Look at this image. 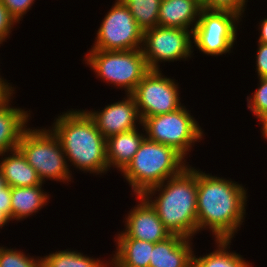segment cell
<instances>
[{"mask_svg":"<svg viewBox=\"0 0 267 267\" xmlns=\"http://www.w3.org/2000/svg\"><path fill=\"white\" fill-rule=\"evenodd\" d=\"M247 190L234 179L198 168L197 234L208 230L214 240H233L245 222Z\"/></svg>","mask_w":267,"mask_h":267,"instance_id":"6da1fadb","label":"cell"},{"mask_svg":"<svg viewBox=\"0 0 267 267\" xmlns=\"http://www.w3.org/2000/svg\"><path fill=\"white\" fill-rule=\"evenodd\" d=\"M49 128L61 143L70 171L75 168L93 176L108 173L106 139L83 108L58 114Z\"/></svg>","mask_w":267,"mask_h":267,"instance_id":"7a4b0ae2","label":"cell"},{"mask_svg":"<svg viewBox=\"0 0 267 267\" xmlns=\"http://www.w3.org/2000/svg\"><path fill=\"white\" fill-rule=\"evenodd\" d=\"M197 190L198 169L189 164L180 174L148 189L142 196L171 235L193 239L197 234Z\"/></svg>","mask_w":267,"mask_h":267,"instance_id":"3957f363","label":"cell"},{"mask_svg":"<svg viewBox=\"0 0 267 267\" xmlns=\"http://www.w3.org/2000/svg\"><path fill=\"white\" fill-rule=\"evenodd\" d=\"M174 148L144 139L131 162L120 173L132 194L142 195L168 178L180 174L190 162Z\"/></svg>","mask_w":267,"mask_h":267,"instance_id":"277c9868","label":"cell"},{"mask_svg":"<svg viewBox=\"0 0 267 267\" xmlns=\"http://www.w3.org/2000/svg\"><path fill=\"white\" fill-rule=\"evenodd\" d=\"M40 128L28 126L23 131L17 148L43 183L51 180L69 185L74 182V173L70 171L61 143L49 127Z\"/></svg>","mask_w":267,"mask_h":267,"instance_id":"5b68a950","label":"cell"},{"mask_svg":"<svg viewBox=\"0 0 267 267\" xmlns=\"http://www.w3.org/2000/svg\"><path fill=\"white\" fill-rule=\"evenodd\" d=\"M83 61L96 78L124 94H132L149 71L141 49L125 51L88 50Z\"/></svg>","mask_w":267,"mask_h":267,"instance_id":"8992f818","label":"cell"},{"mask_svg":"<svg viewBox=\"0 0 267 267\" xmlns=\"http://www.w3.org/2000/svg\"><path fill=\"white\" fill-rule=\"evenodd\" d=\"M186 107L184 104L174 112L146 117L142 126L146 139L174 148L187 160L193 146L205 139V133Z\"/></svg>","mask_w":267,"mask_h":267,"instance_id":"52a82bcc","label":"cell"},{"mask_svg":"<svg viewBox=\"0 0 267 267\" xmlns=\"http://www.w3.org/2000/svg\"><path fill=\"white\" fill-rule=\"evenodd\" d=\"M241 21L242 17L233 11L202 9L192 32L193 48L209 57L230 55L237 44Z\"/></svg>","mask_w":267,"mask_h":267,"instance_id":"ba28073f","label":"cell"},{"mask_svg":"<svg viewBox=\"0 0 267 267\" xmlns=\"http://www.w3.org/2000/svg\"><path fill=\"white\" fill-rule=\"evenodd\" d=\"M106 12L89 50L125 51L142 48L143 30L122 0Z\"/></svg>","mask_w":267,"mask_h":267,"instance_id":"9c48e42d","label":"cell"},{"mask_svg":"<svg viewBox=\"0 0 267 267\" xmlns=\"http://www.w3.org/2000/svg\"><path fill=\"white\" fill-rule=\"evenodd\" d=\"M192 32L161 26L145 30L141 50L149 70H160L159 64L164 62L190 61L195 50Z\"/></svg>","mask_w":267,"mask_h":267,"instance_id":"30bf717a","label":"cell"},{"mask_svg":"<svg viewBox=\"0 0 267 267\" xmlns=\"http://www.w3.org/2000/svg\"><path fill=\"white\" fill-rule=\"evenodd\" d=\"M161 70H149L131 94L142 120L174 112L184 105L178 80L167 77Z\"/></svg>","mask_w":267,"mask_h":267,"instance_id":"8fae6325","label":"cell"},{"mask_svg":"<svg viewBox=\"0 0 267 267\" xmlns=\"http://www.w3.org/2000/svg\"><path fill=\"white\" fill-rule=\"evenodd\" d=\"M134 197L137 203L125 215L123 231L120 230L114 237H130L157 243L171 236L151 204L142 195Z\"/></svg>","mask_w":267,"mask_h":267,"instance_id":"7c38bea8","label":"cell"},{"mask_svg":"<svg viewBox=\"0 0 267 267\" xmlns=\"http://www.w3.org/2000/svg\"><path fill=\"white\" fill-rule=\"evenodd\" d=\"M85 111L105 139L142 126V119L131 94H125L122 100L105 105L101 110L94 108Z\"/></svg>","mask_w":267,"mask_h":267,"instance_id":"4fadbf2b","label":"cell"},{"mask_svg":"<svg viewBox=\"0 0 267 267\" xmlns=\"http://www.w3.org/2000/svg\"><path fill=\"white\" fill-rule=\"evenodd\" d=\"M193 239L171 235L154 243L149 267H192Z\"/></svg>","mask_w":267,"mask_h":267,"instance_id":"5bb4252c","label":"cell"},{"mask_svg":"<svg viewBox=\"0 0 267 267\" xmlns=\"http://www.w3.org/2000/svg\"><path fill=\"white\" fill-rule=\"evenodd\" d=\"M13 98L15 96L0 106V155L18 147L20 137L32 118L30 109L26 111L12 106Z\"/></svg>","mask_w":267,"mask_h":267,"instance_id":"9a60e30c","label":"cell"},{"mask_svg":"<svg viewBox=\"0 0 267 267\" xmlns=\"http://www.w3.org/2000/svg\"><path fill=\"white\" fill-rule=\"evenodd\" d=\"M202 5L199 0H162L158 26L194 30Z\"/></svg>","mask_w":267,"mask_h":267,"instance_id":"2e32d148","label":"cell"},{"mask_svg":"<svg viewBox=\"0 0 267 267\" xmlns=\"http://www.w3.org/2000/svg\"><path fill=\"white\" fill-rule=\"evenodd\" d=\"M139 128H143V126L106 139L109 172L111 168L112 170L115 168L121 173L131 162L141 143L146 138L144 129L139 130Z\"/></svg>","mask_w":267,"mask_h":267,"instance_id":"e0dca14e","label":"cell"},{"mask_svg":"<svg viewBox=\"0 0 267 267\" xmlns=\"http://www.w3.org/2000/svg\"><path fill=\"white\" fill-rule=\"evenodd\" d=\"M0 170L10 187H31L45 184L18 148L0 155Z\"/></svg>","mask_w":267,"mask_h":267,"instance_id":"ac0fdd59","label":"cell"},{"mask_svg":"<svg viewBox=\"0 0 267 267\" xmlns=\"http://www.w3.org/2000/svg\"><path fill=\"white\" fill-rule=\"evenodd\" d=\"M42 187H11V221H24L49 204L51 196Z\"/></svg>","mask_w":267,"mask_h":267,"instance_id":"d6986e66","label":"cell"},{"mask_svg":"<svg viewBox=\"0 0 267 267\" xmlns=\"http://www.w3.org/2000/svg\"><path fill=\"white\" fill-rule=\"evenodd\" d=\"M111 267H149L154 243L130 237H115Z\"/></svg>","mask_w":267,"mask_h":267,"instance_id":"ffe728a7","label":"cell"},{"mask_svg":"<svg viewBox=\"0 0 267 267\" xmlns=\"http://www.w3.org/2000/svg\"><path fill=\"white\" fill-rule=\"evenodd\" d=\"M215 248L212 252L196 256L193 252L192 267H253L236 251H230L232 240H214Z\"/></svg>","mask_w":267,"mask_h":267,"instance_id":"44dd1931","label":"cell"},{"mask_svg":"<svg viewBox=\"0 0 267 267\" xmlns=\"http://www.w3.org/2000/svg\"><path fill=\"white\" fill-rule=\"evenodd\" d=\"M101 259L68 248L41 257V267H111L110 259Z\"/></svg>","mask_w":267,"mask_h":267,"instance_id":"7402d4cb","label":"cell"},{"mask_svg":"<svg viewBox=\"0 0 267 267\" xmlns=\"http://www.w3.org/2000/svg\"><path fill=\"white\" fill-rule=\"evenodd\" d=\"M129 8L134 20L143 30L158 26L159 8L162 0H122Z\"/></svg>","mask_w":267,"mask_h":267,"instance_id":"603a6c76","label":"cell"},{"mask_svg":"<svg viewBox=\"0 0 267 267\" xmlns=\"http://www.w3.org/2000/svg\"><path fill=\"white\" fill-rule=\"evenodd\" d=\"M0 245V267H41V257Z\"/></svg>","mask_w":267,"mask_h":267,"instance_id":"cb8c5ba5","label":"cell"},{"mask_svg":"<svg viewBox=\"0 0 267 267\" xmlns=\"http://www.w3.org/2000/svg\"><path fill=\"white\" fill-rule=\"evenodd\" d=\"M258 87L246 97L247 109L259 120L267 114V78H258Z\"/></svg>","mask_w":267,"mask_h":267,"instance_id":"d4e9b609","label":"cell"},{"mask_svg":"<svg viewBox=\"0 0 267 267\" xmlns=\"http://www.w3.org/2000/svg\"><path fill=\"white\" fill-rule=\"evenodd\" d=\"M248 0H203L202 9L206 10H229L244 16Z\"/></svg>","mask_w":267,"mask_h":267,"instance_id":"484cf974","label":"cell"},{"mask_svg":"<svg viewBox=\"0 0 267 267\" xmlns=\"http://www.w3.org/2000/svg\"><path fill=\"white\" fill-rule=\"evenodd\" d=\"M9 11L10 15L19 24L24 16L32 10L35 0H0Z\"/></svg>","mask_w":267,"mask_h":267,"instance_id":"4316f807","label":"cell"},{"mask_svg":"<svg viewBox=\"0 0 267 267\" xmlns=\"http://www.w3.org/2000/svg\"><path fill=\"white\" fill-rule=\"evenodd\" d=\"M17 25L16 20L10 15L7 8L0 1V43L7 42L9 39L11 32Z\"/></svg>","mask_w":267,"mask_h":267,"instance_id":"83f0119b","label":"cell"},{"mask_svg":"<svg viewBox=\"0 0 267 267\" xmlns=\"http://www.w3.org/2000/svg\"><path fill=\"white\" fill-rule=\"evenodd\" d=\"M255 54L257 78H267V44L258 43Z\"/></svg>","mask_w":267,"mask_h":267,"instance_id":"f1b7e54d","label":"cell"},{"mask_svg":"<svg viewBox=\"0 0 267 267\" xmlns=\"http://www.w3.org/2000/svg\"><path fill=\"white\" fill-rule=\"evenodd\" d=\"M8 81L6 79H0V106L8 102L16 93V87H12V82L8 83Z\"/></svg>","mask_w":267,"mask_h":267,"instance_id":"f546056e","label":"cell"},{"mask_svg":"<svg viewBox=\"0 0 267 267\" xmlns=\"http://www.w3.org/2000/svg\"><path fill=\"white\" fill-rule=\"evenodd\" d=\"M0 210L11 220V187L8 185L0 194Z\"/></svg>","mask_w":267,"mask_h":267,"instance_id":"4dcf8cb0","label":"cell"},{"mask_svg":"<svg viewBox=\"0 0 267 267\" xmlns=\"http://www.w3.org/2000/svg\"><path fill=\"white\" fill-rule=\"evenodd\" d=\"M258 26V39L257 42L258 43H264L267 44V18H263L259 23Z\"/></svg>","mask_w":267,"mask_h":267,"instance_id":"1f68e13d","label":"cell"},{"mask_svg":"<svg viewBox=\"0 0 267 267\" xmlns=\"http://www.w3.org/2000/svg\"><path fill=\"white\" fill-rule=\"evenodd\" d=\"M259 125H261V134L264 139H266L265 141H267V114L262 116L259 120Z\"/></svg>","mask_w":267,"mask_h":267,"instance_id":"d6a6232c","label":"cell"},{"mask_svg":"<svg viewBox=\"0 0 267 267\" xmlns=\"http://www.w3.org/2000/svg\"><path fill=\"white\" fill-rule=\"evenodd\" d=\"M11 220L0 210V229L5 227Z\"/></svg>","mask_w":267,"mask_h":267,"instance_id":"836d02e7","label":"cell"},{"mask_svg":"<svg viewBox=\"0 0 267 267\" xmlns=\"http://www.w3.org/2000/svg\"><path fill=\"white\" fill-rule=\"evenodd\" d=\"M7 186V183L2 175V172L0 170V194H3V189Z\"/></svg>","mask_w":267,"mask_h":267,"instance_id":"e575fe53","label":"cell"},{"mask_svg":"<svg viewBox=\"0 0 267 267\" xmlns=\"http://www.w3.org/2000/svg\"><path fill=\"white\" fill-rule=\"evenodd\" d=\"M1 45H2V43H0V47H1ZM1 66V65H0ZM1 74V73H0ZM0 79H4L3 77H2V75H0Z\"/></svg>","mask_w":267,"mask_h":267,"instance_id":"d590c367","label":"cell"}]
</instances>
